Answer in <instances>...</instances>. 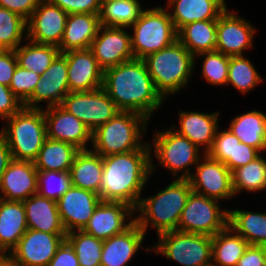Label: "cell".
I'll list each match as a JSON object with an SVG mask.
<instances>
[{"mask_svg": "<svg viewBox=\"0 0 266 266\" xmlns=\"http://www.w3.org/2000/svg\"><path fill=\"white\" fill-rule=\"evenodd\" d=\"M218 116L219 112L210 114L194 111H179L180 127L177 128L174 125L172 129L188 138L199 149L200 147L202 148L201 145H204L203 154H207L212 147L215 133L219 129Z\"/></svg>", "mask_w": 266, "mask_h": 266, "instance_id": "cell-24", "label": "cell"}, {"mask_svg": "<svg viewBox=\"0 0 266 266\" xmlns=\"http://www.w3.org/2000/svg\"><path fill=\"white\" fill-rule=\"evenodd\" d=\"M134 212L135 209L126 203L101 201L82 231L101 240L109 239L124 232L133 224ZM127 219L130 220L128 223Z\"/></svg>", "mask_w": 266, "mask_h": 266, "instance_id": "cell-16", "label": "cell"}, {"mask_svg": "<svg viewBox=\"0 0 266 266\" xmlns=\"http://www.w3.org/2000/svg\"><path fill=\"white\" fill-rule=\"evenodd\" d=\"M124 29V27H99L90 50L103 70L134 59L131 35Z\"/></svg>", "mask_w": 266, "mask_h": 266, "instance_id": "cell-15", "label": "cell"}, {"mask_svg": "<svg viewBox=\"0 0 266 266\" xmlns=\"http://www.w3.org/2000/svg\"><path fill=\"white\" fill-rule=\"evenodd\" d=\"M227 226L212 236V266H236L249 243Z\"/></svg>", "mask_w": 266, "mask_h": 266, "instance_id": "cell-33", "label": "cell"}, {"mask_svg": "<svg viewBox=\"0 0 266 266\" xmlns=\"http://www.w3.org/2000/svg\"><path fill=\"white\" fill-rule=\"evenodd\" d=\"M101 202L97 193L72 186L58 199L57 206L66 233L82 230Z\"/></svg>", "mask_w": 266, "mask_h": 266, "instance_id": "cell-20", "label": "cell"}, {"mask_svg": "<svg viewBox=\"0 0 266 266\" xmlns=\"http://www.w3.org/2000/svg\"><path fill=\"white\" fill-rule=\"evenodd\" d=\"M192 192L188 179L176 178L164 190L156 195L141 198L136 211L140 212L135 217V222L145 232L152 224L157 234L167 231H175L188 196Z\"/></svg>", "mask_w": 266, "mask_h": 266, "instance_id": "cell-3", "label": "cell"}, {"mask_svg": "<svg viewBox=\"0 0 266 266\" xmlns=\"http://www.w3.org/2000/svg\"><path fill=\"white\" fill-rule=\"evenodd\" d=\"M14 52L19 66L39 75H42L61 54L57 46L37 44L31 41L23 46L19 45Z\"/></svg>", "mask_w": 266, "mask_h": 266, "instance_id": "cell-36", "label": "cell"}, {"mask_svg": "<svg viewBox=\"0 0 266 266\" xmlns=\"http://www.w3.org/2000/svg\"><path fill=\"white\" fill-rule=\"evenodd\" d=\"M131 27V47L136 59H144L177 40L170 14L161 6L144 10Z\"/></svg>", "mask_w": 266, "mask_h": 266, "instance_id": "cell-7", "label": "cell"}, {"mask_svg": "<svg viewBox=\"0 0 266 266\" xmlns=\"http://www.w3.org/2000/svg\"><path fill=\"white\" fill-rule=\"evenodd\" d=\"M37 171V193L40 196L57 202L71 187V176L69 171Z\"/></svg>", "mask_w": 266, "mask_h": 266, "instance_id": "cell-41", "label": "cell"}, {"mask_svg": "<svg viewBox=\"0 0 266 266\" xmlns=\"http://www.w3.org/2000/svg\"><path fill=\"white\" fill-rule=\"evenodd\" d=\"M236 266H266V246L249 245Z\"/></svg>", "mask_w": 266, "mask_h": 266, "instance_id": "cell-51", "label": "cell"}, {"mask_svg": "<svg viewBox=\"0 0 266 266\" xmlns=\"http://www.w3.org/2000/svg\"><path fill=\"white\" fill-rule=\"evenodd\" d=\"M195 57L176 40L171 45L146 56L143 61L157 92L165 98L177 92L189 82L195 65Z\"/></svg>", "mask_w": 266, "mask_h": 266, "instance_id": "cell-4", "label": "cell"}, {"mask_svg": "<svg viewBox=\"0 0 266 266\" xmlns=\"http://www.w3.org/2000/svg\"><path fill=\"white\" fill-rule=\"evenodd\" d=\"M151 150L146 143L137 150L103 157L101 201L123 202L137 208L141 192L156 169L150 157Z\"/></svg>", "mask_w": 266, "mask_h": 266, "instance_id": "cell-1", "label": "cell"}, {"mask_svg": "<svg viewBox=\"0 0 266 266\" xmlns=\"http://www.w3.org/2000/svg\"><path fill=\"white\" fill-rule=\"evenodd\" d=\"M62 55L67 60L70 92L92 91L103 87L104 70L90 49L72 50Z\"/></svg>", "mask_w": 266, "mask_h": 266, "instance_id": "cell-21", "label": "cell"}, {"mask_svg": "<svg viewBox=\"0 0 266 266\" xmlns=\"http://www.w3.org/2000/svg\"><path fill=\"white\" fill-rule=\"evenodd\" d=\"M155 253L182 266H210L212 263V237L202 234L167 231L158 235Z\"/></svg>", "mask_w": 266, "mask_h": 266, "instance_id": "cell-8", "label": "cell"}, {"mask_svg": "<svg viewBox=\"0 0 266 266\" xmlns=\"http://www.w3.org/2000/svg\"><path fill=\"white\" fill-rule=\"evenodd\" d=\"M120 111L138 113L147 119L161 107L157 92L143 59H132L104 70L103 87Z\"/></svg>", "mask_w": 266, "mask_h": 266, "instance_id": "cell-2", "label": "cell"}, {"mask_svg": "<svg viewBox=\"0 0 266 266\" xmlns=\"http://www.w3.org/2000/svg\"><path fill=\"white\" fill-rule=\"evenodd\" d=\"M229 130L240 140L266 152V115L261 111H249L231 120Z\"/></svg>", "mask_w": 266, "mask_h": 266, "instance_id": "cell-31", "label": "cell"}, {"mask_svg": "<svg viewBox=\"0 0 266 266\" xmlns=\"http://www.w3.org/2000/svg\"><path fill=\"white\" fill-rule=\"evenodd\" d=\"M47 138L70 143L79 150H86L88 141L92 144V131L76 116L60 106L43 109Z\"/></svg>", "mask_w": 266, "mask_h": 266, "instance_id": "cell-19", "label": "cell"}, {"mask_svg": "<svg viewBox=\"0 0 266 266\" xmlns=\"http://www.w3.org/2000/svg\"><path fill=\"white\" fill-rule=\"evenodd\" d=\"M60 107L80 119L92 132L120 112L103 88L69 92Z\"/></svg>", "mask_w": 266, "mask_h": 266, "instance_id": "cell-11", "label": "cell"}, {"mask_svg": "<svg viewBox=\"0 0 266 266\" xmlns=\"http://www.w3.org/2000/svg\"><path fill=\"white\" fill-rule=\"evenodd\" d=\"M17 64L18 61L14 50H3L0 53V84L10 85Z\"/></svg>", "mask_w": 266, "mask_h": 266, "instance_id": "cell-49", "label": "cell"}, {"mask_svg": "<svg viewBox=\"0 0 266 266\" xmlns=\"http://www.w3.org/2000/svg\"><path fill=\"white\" fill-rule=\"evenodd\" d=\"M228 226L242 236L249 245L266 246V213L231 210Z\"/></svg>", "mask_w": 266, "mask_h": 266, "instance_id": "cell-34", "label": "cell"}, {"mask_svg": "<svg viewBox=\"0 0 266 266\" xmlns=\"http://www.w3.org/2000/svg\"><path fill=\"white\" fill-rule=\"evenodd\" d=\"M59 6L67 14L90 13L99 14L101 0H49Z\"/></svg>", "mask_w": 266, "mask_h": 266, "instance_id": "cell-46", "label": "cell"}, {"mask_svg": "<svg viewBox=\"0 0 266 266\" xmlns=\"http://www.w3.org/2000/svg\"><path fill=\"white\" fill-rule=\"evenodd\" d=\"M68 14L49 0H40L27 21V39L37 44L59 46Z\"/></svg>", "mask_w": 266, "mask_h": 266, "instance_id": "cell-14", "label": "cell"}, {"mask_svg": "<svg viewBox=\"0 0 266 266\" xmlns=\"http://www.w3.org/2000/svg\"><path fill=\"white\" fill-rule=\"evenodd\" d=\"M0 266H19L8 254L0 257Z\"/></svg>", "mask_w": 266, "mask_h": 266, "instance_id": "cell-53", "label": "cell"}, {"mask_svg": "<svg viewBox=\"0 0 266 266\" xmlns=\"http://www.w3.org/2000/svg\"><path fill=\"white\" fill-rule=\"evenodd\" d=\"M100 26L99 14H68L64 34L58 46L61 54L72 50L90 49Z\"/></svg>", "mask_w": 266, "mask_h": 266, "instance_id": "cell-26", "label": "cell"}, {"mask_svg": "<svg viewBox=\"0 0 266 266\" xmlns=\"http://www.w3.org/2000/svg\"><path fill=\"white\" fill-rule=\"evenodd\" d=\"M41 75L22 68L17 64L9 88L14 95L24 104L33 94Z\"/></svg>", "mask_w": 266, "mask_h": 266, "instance_id": "cell-43", "label": "cell"}, {"mask_svg": "<svg viewBox=\"0 0 266 266\" xmlns=\"http://www.w3.org/2000/svg\"><path fill=\"white\" fill-rule=\"evenodd\" d=\"M71 185L100 196L103 157L93 150H79L70 168Z\"/></svg>", "mask_w": 266, "mask_h": 266, "instance_id": "cell-29", "label": "cell"}, {"mask_svg": "<svg viewBox=\"0 0 266 266\" xmlns=\"http://www.w3.org/2000/svg\"><path fill=\"white\" fill-rule=\"evenodd\" d=\"M66 235L27 229L8 255L19 266H48Z\"/></svg>", "mask_w": 266, "mask_h": 266, "instance_id": "cell-13", "label": "cell"}, {"mask_svg": "<svg viewBox=\"0 0 266 266\" xmlns=\"http://www.w3.org/2000/svg\"><path fill=\"white\" fill-rule=\"evenodd\" d=\"M143 11L144 9L138 0L101 1L100 25L130 29L140 18Z\"/></svg>", "mask_w": 266, "mask_h": 266, "instance_id": "cell-35", "label": "cell"}, {"mask_svg": "<svg viewBox=\"0 0 266 266\" xmlns=\"http://www.w3.org/2000/svg\"><path fill=\"white\" fill-rule=\"evenodd\" d=\"M263 78L244 55L229 56L227 84H231L239 92L246 93L259 85Z\"/></svg>", "mask_w": 266, "mask_h": 266, "instance_id": "cell-39", "label": "cell"}, {"mask_svg": "<svg viewBox=\"0 0 266 266\" xmlns=\"http://www.w3.org/2000/svg\"><path fill=\"white\" fill-rule=\"evenodd\" d=\"M217 20L188 23L177 31V40L194 56L216 48Z\"/></svg>", "mask_w": 266, "mask_h": 266, "instance_id": "cell-30", "label": "cell"}, {"mask_svg": "<svg viewBox=\"0 0 266 266\" xmlns=\"http://www.w3.org/2000/svg\"><path fill=\"white\" fill-rule=\"evenodd\" d=\"M260 153L261 152L258 149L240 142L235 136L234 159H228L224 164L232 172L233 170L254 161L261 155Z\"/></svg>", "mask_w": 266, "mask_h": 266, "instance_id": "cell-45", "label": "cell"}, {"mask_svg": "<svg viewBox=\"0 0 266 266\" xmlns=\"http://www.w3.org/2000/svg\"><path fill=\"white\" fill-rule=\"evenodd\" d=\"M146 117L129 111H120L104 125L92 132V150L102 157L140 149L146 132Z\"/></svg>", "mask_w": 266, "mask_h": 266, "instance_id": "cell-6", "label": "cell"}, {"mask_svg": "<svg viewBox=\"0 0 266 266\" xmlns=\"http://www.w3.org/2000/svg\"><path fill=\"white\" fill-rule=\"evenodd\" d=\"M235 135L229 130L215 133L211 149L207 155L217 161L225 163L228 159H234Z\"/></svg>", "mask_w": 266, "mask_h": 266, "instance_id": "cell-44", "label": "cell"}, {"mask_svg": "<svg viewBox=\"0 0 266 266\" xmlns=\"http://www.w3.org/2000/svg\"><path fill=\"white\" fill-rule=\"evenodd\" d=\"M0 130L14 160L33 162L47 138L46 121L42 108L22 107Z\"/></svg>", "mask_w": 266, "mask_h": 266, "instance_id": "cell-5", "label": "cell"}, {"mask_svg": "<svg viewBox=\"0 0 266 266\" xmlns=\"http://www.w3.org/2000/svg\"><path fill=\"white\" fill-rule=\"evenodd\" d=\"M205 56L202 66V75L204 79L214 86L227 85L229 56L218 51L203 52L197 54Z\"/></svg>", "mask_w": 266, "mask_h": 266, "instance_id": "cell-42", "label": "cell"}, {"mask_svg": "<svg viewBox=\"0 0 266 266\" xmlns=\"http://www.w3.org/2000/svg\"><path fill=\"white\" fill-rule=\"evenodd\" d=\"M48 266H79L76 253L66 239L58 247Z\"/></svg>", "mask_w": 266, "mask_h": 266, "instance_id": "cell-50", "label": "cell"}, {"mask_svg": "<svg viewBox=\"0 0 266 266\" xmlns=\"http://www.w3.org/2000/svg\"><path fill=\"white\" fill-rule=\"evenodd\" d=\"M23 103L14 95L9 86L0 84V118L5 120L16 114Z\"/></svg>", "mask_w": 266, "mask_h": 266, "instance_id": "cell-47", "label": "cell"}, {"mask_svg": "<svg viewBox=\"0 0 266 266\" xmlns=\"http://www.w3.org/2000/svg\"><path fill=\"white\" fill-rule=\"evenodd\" d=\"M4 49L1 47V45H0V53L3 51Z\"/></svg>", "mask_w": 266, "mask_h": 266, "instance_id": "cell-54", "label": "cell"}, {"mask_svg": "<svg viewBox=\"0 0 266 266\" xmlns=\"http://www.w3.org/2000/svg\"><path fill=\"white\" fill-rule=\"evenodd\" d=\"M27 229L23 202L0 198V252L9 254Z\"/></svg>", "mask_w": 266, "mask_h": 266, "instance_id": "cell-28", "label": "cell"}, {"mask_svg": "<svg viewBox=\"0 0 266 266\" xmlns=\"http://www.w3.org/2000/svg\"><path fill=\"white\" fill-rule=\"evenodd\" d=\"M235 196L241 191L259 192L266 189V160L260 155L254 161L232 171Z\"/></svg>", "mask_w": 266, "mask_h": 266, "instance_id": "cell-37", "label": "cell"}, {"mask_svg": "<svg viewBox=\"0 0 266 266\" xmlns=\"http://www.w3.org/2000/svg\"><path fill=\"white\" fill-rule=\"evenodd\" d=\"M12 160L13 158L9 146L0 136V179Z\"/></svg>", "mask_w": 266, "mask_h": 266, "instance_id": "cell-52", "label": "cell"}, {"mask_svg": "<svg viewBox=\"0 0 266 266\" xmlns=\"http://www.w3.org/2000/svg\"><path fill=\"white\" fill-rule=\"evenodd\" d=\"M66 240L73 247L79 266H100L103 240L82 230L68 232Z\"/></svg>", "mask_w": 266, "mask_h": 266, "instance_id": "cell-38", "label": "cell"}, {"mask_svg": "<svg viewBox=\"0 0 266 266\" xmlns=\"http://www.w3.org/2000/svg\"><path fill=\"white\" fill-rule=\"evenodd\" d=\"M40 0H0V7L6 8L24 18L30 19Z\"/></svg>", "mask_w": 266, "mask_h": 266, "instance_id": "cell-48", "label": "cell"}, {"mask_svg": "<svg viewBox=\"0 0 266 266\" xmlns=\"http://www.w3.org/2000/svg\"><path fill=\"white\" fill-rule=\"evenodd\" d=\"M226 6L225 0H171L166 9L173 7V12L169 11V14L178 31L191 22L217 20Z\"/></svg>", "mask_w": 266, "mask_h": 266, "instance_id": "cell-25", "label": "cell"}, {"mask_svg": "<svg viewBox=\"0 0 266 266\" xmlns=\"http://www.w3.org/2000/svg\"><path fill=\"white\" fill-rule=\"evenodd\" d=\"M196 165V172L188 178L194 193L217 201L235 196L232 186V172L227 166L210 158L207 154Z\"/></svg>", "mask_w": 266, "mask_h": 266, "instance_id": "cell-12", "label": "cell"}, {"mask_svg": "<svg viewBox=\"0 0 266 266\" xmlns=\"http://www.w3.org/2000/svg\"><path fill=\"white\" fill-rule=\"evenodd\" d=\"M27 228L46 233H66L57 202L38 193L23 201Z\"/></svg>", "mask_w": 266, "mask_h": 266, "instance_id": "cell-27", "label": "cell"}, {"mask_svg": "<svg viewBox=\"0 0 266 266\" xmlns=\"http://www.w3.org/2000/svg\"><path fill=\"white\" fill-rule=\"evenodd\" d=\"M145 235L134 221L124 232L103 240L100 266H126L142 246Z\"/></svg>", "mask_w": 266, "mask_h": 266, "instance_id": "cell-23", "label": "cell"}, {"mask_svg": "<svg viewBox=\"0 0 266 266\" xmlns=\"http://www.w3.org/2000/svg\"><path fill=\"white\" fill-rule=\"evenodd\" d=\"M37 176L33 162L13 159L1 176L0 198L23 202L37 193Z\"/></svg>", "mask_w": 266, "mask_h": 266, "instance_id": "cell-22", "label": "cell"}, {"mask_svg": "<svg viewBox=\"0 0 266 266\" xmlns=\"http://www.w3.org/2000/svg\"><path fill=\"white\" fill-rule=\"evenodd\" d=\"M27 21L20 15L0 7V45L4 50H15L27 37ZM24 34V35H23Z\"/></svg>", "mask_w": 266, "mask_h": 266, "instance_id": "cell-40", "label": "cell"}, {"mask_svg": "<svg viewBox=\"0 0 266 266\" xmlns=\"http://www.w3.org/2000/svg\"><path fill=\"white\" fill-rule=\"evenodd\" d=\"M78 151L70 143L46 138L33 163L37 170L67 172Z\"/></svg>", "mask_w": 266, "mask_h": 266, "instance_id": "cell-32", "label": "cell"}, {"mask_svg": "<svg viewBox=\"0 0 266 266\" xmlns=\"http://www.w3.org/2000/svg\"><path fill=\"white\" fill-rule=\"evenodd\" d=\"M154 153L160 166L170 170L174 177L181 172L178 179H188L191 165L199 162V148L188 138L178 134L172 127L164 132L155 131Z\"/></svg>", "mask_w": 266, "mask_h": 266, "instance_id": "cell-10", "label": "cell"}, {"mask_svg": "<svg viewBox=\"0 0 266 266\" xmlns=\"http://www.w3.org/2000/svg\"><path fill=\"white\" fill-rule=\"evenodd\" d=\"M68 68L66 58L60 54L41 75L33 94L23 104L27 108H42L41 102H48L47 107L60 106L63 98L70 92L68 86Z\"/></svg>", "mask_w": 266, "mask_h": 266, "instance_id": "cell-18", "label": "cell"}, {"mask_svg": "<svg viewBox=\"0 0 266 266\" xmlns=\"http://www.w3.org/2000/svg\"><path fill=\"white\" fill-rule=\"evenodd\" d=\"M218 201L194 193L188 196L177 231L214 236L228 226L229 210H221Z\"/></svg>", "mask_w": 266, "mask_h": 266, "instance_id": "cell-9", "label": "cell"}, {"mask_svg": "<svg viewBox=\"0 0 266 266\" xmlns=\"http://www.w3.org/2000/svg\"><path fill=\"white\" fill-rule=\"evenodd\" d=\"M255 32L251 23L226 9L217 19L215 51L227 56L243 55L252 47Z\"/></svg>", "mask_w": 266, "mask_h": 266, "instance_id": "cell-17", "label": "cell"}]
</instances>
